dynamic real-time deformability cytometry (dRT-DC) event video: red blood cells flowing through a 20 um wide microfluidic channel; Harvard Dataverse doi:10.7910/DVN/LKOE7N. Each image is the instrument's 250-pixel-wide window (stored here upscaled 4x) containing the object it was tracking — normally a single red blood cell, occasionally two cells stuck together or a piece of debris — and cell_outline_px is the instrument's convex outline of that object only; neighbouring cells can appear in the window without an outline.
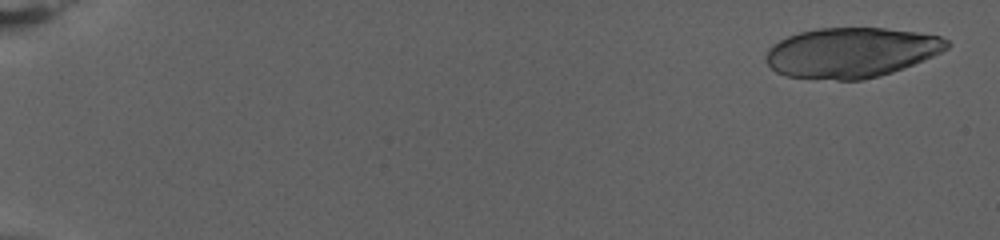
{"species": "human", "species_latin": "Homo sapiens", "temperature_condition": "warm", "stored_images_in_passage": 28, "camera_frame_rate_fps": 3000, "um_per_image_px": 0.085, "donor": {"sex": "female"}, "frame": {"image": 1, "passage_image": 2, "time_ms": 0.333, "image_size_px": [1000, 240], "cell_outline_px": [[948, 48], [932, 56], [892, 72], [860, 80], [836, 80], [784, 76], [776, 72], [764, 60], [764, 56], [768, 48], [772, 44], [788, 36], [800, 32], [820, 28], [884, 28], [916, 32], [940, 36], [948, 40]], "centroid_in_image_um": [72.3, 4.47], "position_along_channel_um": 12.7, "area_um2": 52.54}}
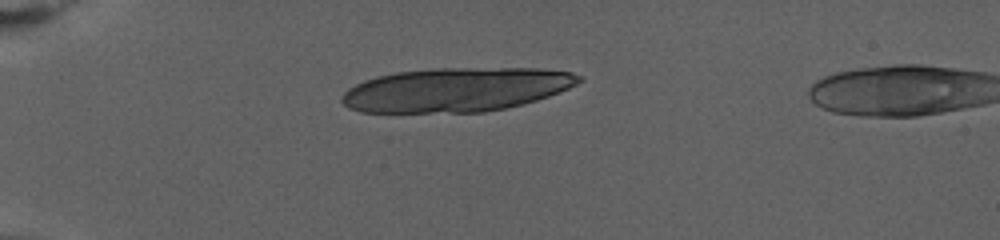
{"frame": {"image": 2, "passage_image": 19, "time_ms": 6.0, "image_size_px": [1000, 240], "cell_outline_px": [[584, 80], [568, 88], [548, 96], [536, 100], [504, 108], [484, 112], [360, 112], [348, 108], [340, 100], [340, 96], [348, 88], [364, 80], [376, 76], [396, 72], [432, 68], [536, 68], [572, 72], [580, 76]], "centroid_in_image_um": [38.73, 7.61], "position_along_channel_um": 46.3, "area_um2": 60.81}}